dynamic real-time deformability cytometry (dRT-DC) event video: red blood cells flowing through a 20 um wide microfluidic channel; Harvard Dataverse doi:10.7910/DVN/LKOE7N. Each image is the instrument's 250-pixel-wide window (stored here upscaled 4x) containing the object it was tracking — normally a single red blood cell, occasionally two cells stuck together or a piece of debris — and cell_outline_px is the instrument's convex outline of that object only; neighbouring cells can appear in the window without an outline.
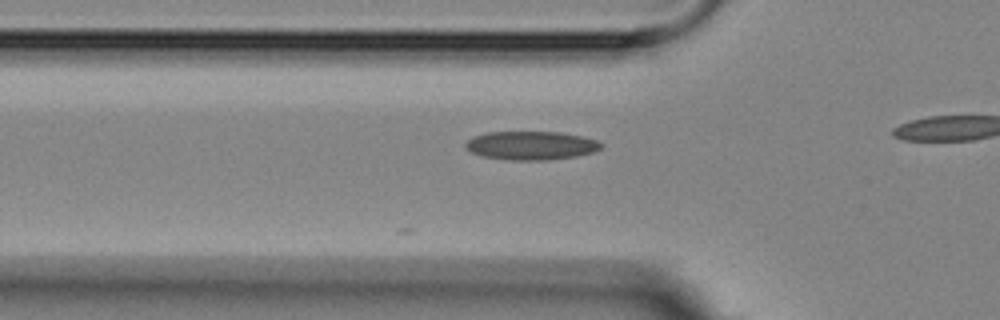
{"species": "Egyptian fruit bat (a non-hibernating species)", "species_latin": "Rousettus aegyptiacus", "temperature_condition": "room temperature", "stored_images_in_passage": 5, "segment_of_instrument_passage": [1, 2], "camera_frame_rate_fps": 3000, "um_per_image_px": 0.085, "animal": {"sex": "female"}, "frame": {"image": 1, "passage_image": 4, "time_ms": 4.333, "image_size_px": [1000, 320], "cell_outline_px": [[604, 144], [600, 148], [592, 152], [576, 156], [548, 160], [508, 160], [480, 156], [464, 148], [464, 144], [472, 136], [488, 132], [560, 132], [584, 136], [596, 140]], "centroid_in_image_um": [45.11, 12.36], "position_along_channel_um": 80.7, "area_um2": 22.77}}